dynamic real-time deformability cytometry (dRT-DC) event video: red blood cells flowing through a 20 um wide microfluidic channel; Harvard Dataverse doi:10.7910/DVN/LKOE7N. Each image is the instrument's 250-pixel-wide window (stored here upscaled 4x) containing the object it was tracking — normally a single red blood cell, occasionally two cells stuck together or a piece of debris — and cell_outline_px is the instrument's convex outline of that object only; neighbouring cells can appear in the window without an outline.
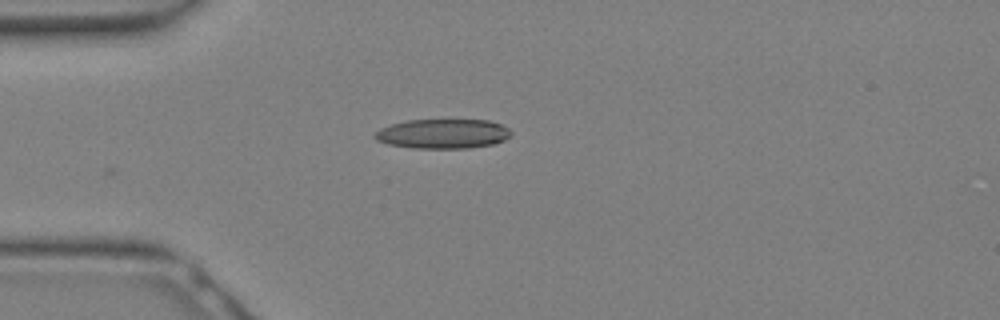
{"species": "Egyptian fruit bat (a non-hibernating species)", "species_latin": "Rousettus aegyptiacus", "temperature_condition": "warm", "stored_images_in_passage": 2, "camera_frame_rate_fps": 3000, "um_per_image_px": 0.085, "animal": {"sex": "female"}, "frame": {"image": 1, "passage_image": 2, "time_ms": 0.333, "image_size_px": [1000, 320], "cell_outline_px": [[512, 136], [504, 140], [492, 144], [468, 148], [412, 148], [388, 144], [376, 140], [372, 136], [380, 128], [392, 124], [408, 120], [488, 120], [500, 124], [508, 128], [512, 132]], "centroid_in_image_um": [37.64, 11.37], "position_along_channel_um": 47.4, "area_um2": 23.47}}